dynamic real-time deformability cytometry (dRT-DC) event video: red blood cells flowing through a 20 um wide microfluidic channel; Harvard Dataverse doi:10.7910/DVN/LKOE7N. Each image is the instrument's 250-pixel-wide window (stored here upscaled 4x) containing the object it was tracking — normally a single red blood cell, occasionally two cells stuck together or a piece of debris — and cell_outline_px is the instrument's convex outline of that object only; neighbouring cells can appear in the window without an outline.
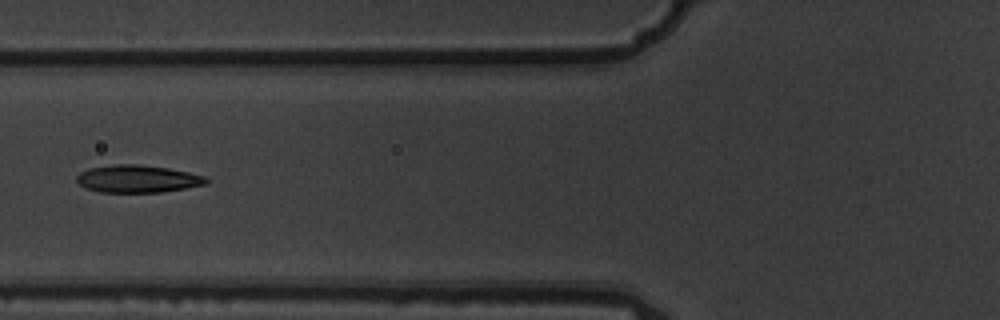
{"species": "common noctule bat (a hibernating species)", "species_latin": "Nyctalus noctula", "temperature_condition": "warm", "stored_images_in_passage": 10, "camera_frame_rate_fps": 3000, "um_per_image_px": 0.085, "animal": {"sex": "male", "body_mass_g": 19.5, "forearm_length_mm": 54.6}, "frame": {"image": 1, "passage_image": 7, "time_ms": 2.0, "image_size_px": [1000, 320], "cell_outline_px": [[208, 180], [204, 184], [184, 188], [160, 192], [100, 192], [84, 188], [76, 180], [76, 176], [80, 172], [88, 168], [116, 164], [136, 164], [168, 168], [188, 172], [204, 176]], "centroid_in_image_um": [11.63, 15.2], "position_along_channel_um": 114.2, "area_um2": 20.58}}
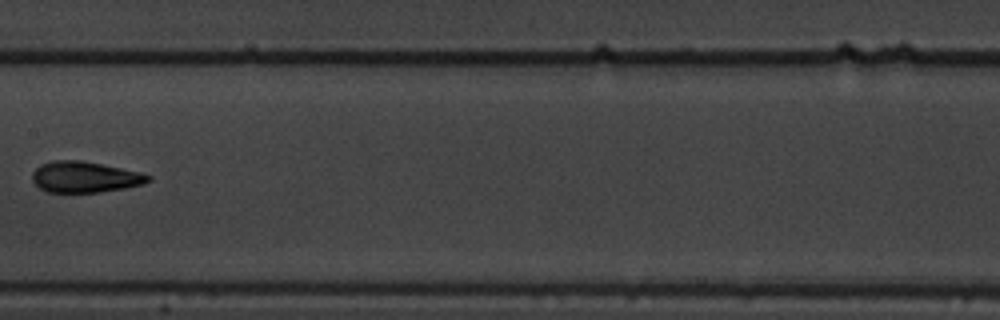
{"frame": {"image": 2, "passage_image": 9, "time_ms": 2.667, "image_size_px": [1000, 320], "cell_outline_px": [[152, 180], [140, 184], [124, 188], [100, 192], [48, 192], [40, 188], [32, 180], [32, 172], [40, 164], [52, 160], [80, 160], [140, 172], [152, 176]], "centroid_in_image_um": [7.18, 15.04], "position_along_channel_um": 200.2, "area_um2": 20.81}}
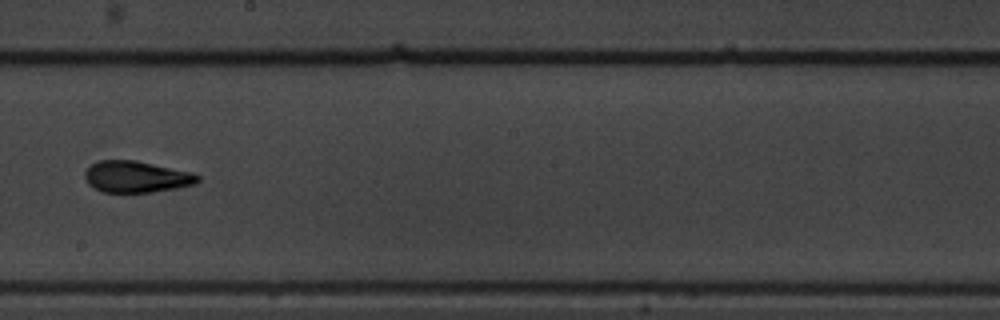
{"frame": {"image": 3, "passage_image": 10, "time_ms": 3.0, "image_size_px": [1000, 320], "cell_outline_px": [[200, 180], [196, 184], [176, 188], [152, 192], [100, 192], [92, 188], [88, 184], [84, 176], [84, 172], [92, 164], [100, 160], [136, 160], [192, 172], [200, 176]], "centroid_in_image_um": [11.58, 15.03], "position_along_channel_um": 236.6, "area_um2": 20.87}}